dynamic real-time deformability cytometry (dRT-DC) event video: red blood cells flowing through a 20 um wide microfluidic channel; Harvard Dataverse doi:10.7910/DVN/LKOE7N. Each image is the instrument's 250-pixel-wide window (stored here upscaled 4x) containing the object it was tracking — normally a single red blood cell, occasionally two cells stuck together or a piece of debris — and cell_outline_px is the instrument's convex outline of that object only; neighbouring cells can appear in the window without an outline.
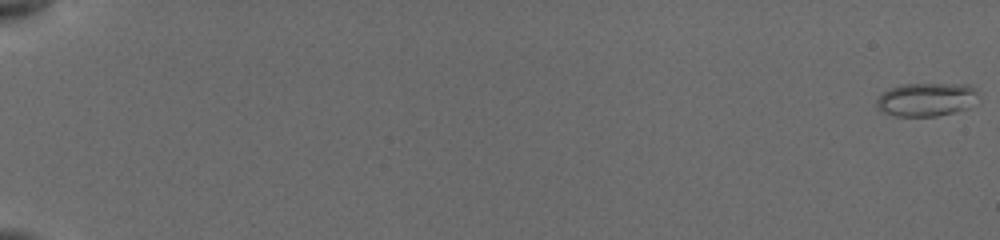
{"species": "common noctule bat (a hibernating species)", "species_latin": "Nyctalus noctula", "temperature_condition": "cold", "stored_images_in_passage": 9, "camera_frame_rate_fps": 3000, "um_per_image_px": 0.085, "animal": {"sex": "female", "body_mass_g": 19.5, "forearm_length_mm": 54.1}, "frame": {"image": 1, "passage_image": 1, "time_ms": 0.0, "image_size_px": [1000, 240], "cell_outline_px": [[980, 104], [956, 112], [936, 116], [896, 116], [884, 112], [876, 108], [876, 100], [888, 88], [904, 84], [968, 84], [976, 88]], "centroid_in_image_um": [78.82, 8.46], "position_along_channel_um": 6.2, "area_um2": 20.29}}